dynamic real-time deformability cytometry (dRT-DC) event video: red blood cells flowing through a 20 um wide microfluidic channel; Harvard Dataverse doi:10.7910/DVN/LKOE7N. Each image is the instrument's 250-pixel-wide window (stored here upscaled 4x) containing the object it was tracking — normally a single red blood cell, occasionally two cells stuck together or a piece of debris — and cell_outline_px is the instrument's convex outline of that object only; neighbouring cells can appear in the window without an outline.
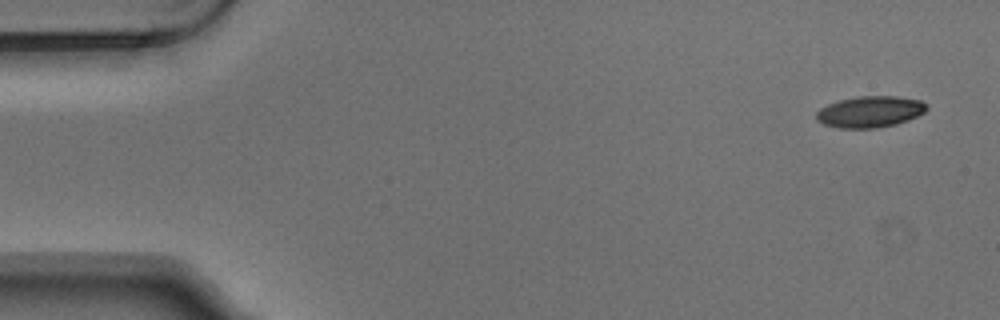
{"species": "Egyptian fruit bat (a non-hibernating species)", "species_latin": "Rousettus aegyptiacus", "temperature_condition": "warm", "stored_images_in_passage": 6, "segment_of_instrument_passage": [2, 2], "camera_frame_rate_fps": 3000, "um_per_image_px": 0.085, "animal": {"sex": "male"}, "frame": {"image": 1, "passage_image": 6, "time_ms": 1.667, "image_size_px": [1000, 320], "cell_outline_px": [[928, 108], [924, 112], [908, 120], [896, 124], [876, 128], [840, 128], [824, 124], [816, 120], [816, 112], [820, 108], [828, 104], [840, 100], [856, 96], [900, 96], [920, 100], [928, 104]], "centroid_in_image_um": [73.96, 9.49], "position_along_channel_um": 11.0, "area_um2": 20.23}}